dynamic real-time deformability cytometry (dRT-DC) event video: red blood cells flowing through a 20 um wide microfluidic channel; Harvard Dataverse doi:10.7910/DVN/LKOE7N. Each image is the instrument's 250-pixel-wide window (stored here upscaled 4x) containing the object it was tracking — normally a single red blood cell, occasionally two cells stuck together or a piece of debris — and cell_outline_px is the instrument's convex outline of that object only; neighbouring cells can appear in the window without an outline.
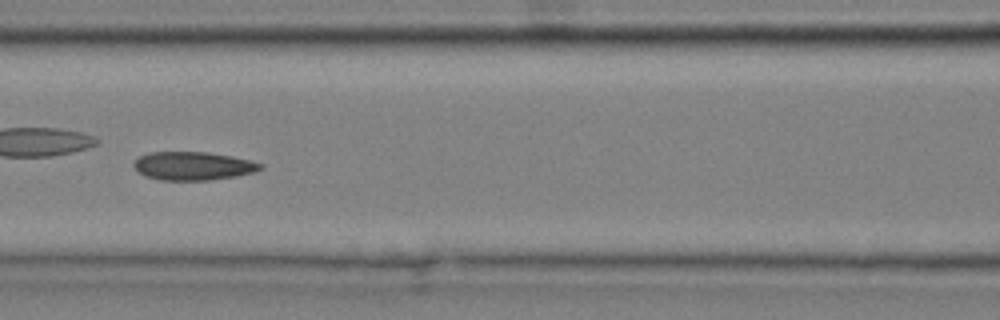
{"species": "common noctule bat (a hibernating species)", "species_latin": "Nyctalus noctula", "temperature_condition": "cold", "stored_images_in_passage": 10, "camera_frame_rate_fps": 3000, "um_per_image_px": 0.085, "animal": {"sex": "male", "body_mass_g": 20.4}, "frame": {"image": 1, "passage_image": 7, "time_ms": 2.0, "image_size_px": [1000, 320], "cell_outline_px": [[264, 168], [256, 172], [236, 176], [212, 180], [160, 180], [144, 176], [132, 164], [140, 156], [148, 152], [208, 152], [232, 156], [264, 164]], "centroid_in_image_um": [16.44, 14.11], "position_along_channel_um": 150.2, "area_um2": 21.04}}
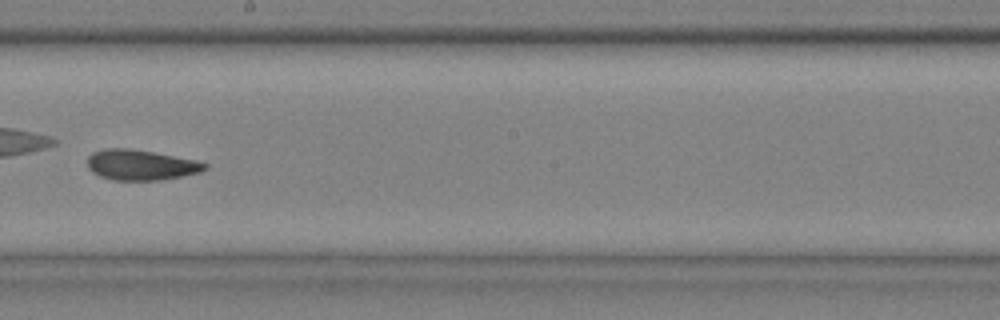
{"frame": {"image": 2, "passage_image": 9, "time_ms": 2.667, "image_size_px": [1000, 320], "cell_outline_px": [[208, 168], [200, 172], [160, 180], [112, 180], [100, 176], [92, 172], [88, 168], [88, 156], [92, 152], [104, 148], [132, 148], [196, 160], [208, 164]], "centroid_in_image_um": [11.95, 14.01], "position_along_channel_um": 236.3, "area_um2": 20.87}}
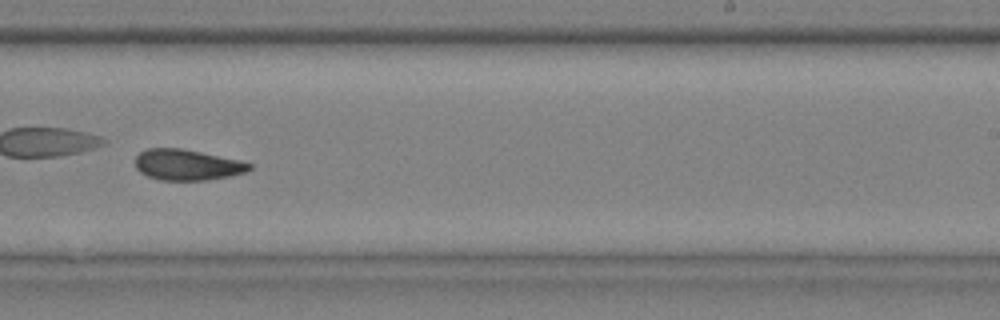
{"frame": {"image": 3, "passage_image": 10, "time_ms": 3.0, "image_size_px": [1000, 320], "cell_outline_px": [[252, 168], [248, 172], [232, 176], [204, 180], [160, 180], [148, 176], [140, 172], [136, 168], [136, 156], [140, 152], [148, 148], [184, 148], [240, 160], [252, 164]], "centroid_in_image_um": [15.94, 14.0], "position_along_channel_um": 273.1, "area_um2": 20.69}}